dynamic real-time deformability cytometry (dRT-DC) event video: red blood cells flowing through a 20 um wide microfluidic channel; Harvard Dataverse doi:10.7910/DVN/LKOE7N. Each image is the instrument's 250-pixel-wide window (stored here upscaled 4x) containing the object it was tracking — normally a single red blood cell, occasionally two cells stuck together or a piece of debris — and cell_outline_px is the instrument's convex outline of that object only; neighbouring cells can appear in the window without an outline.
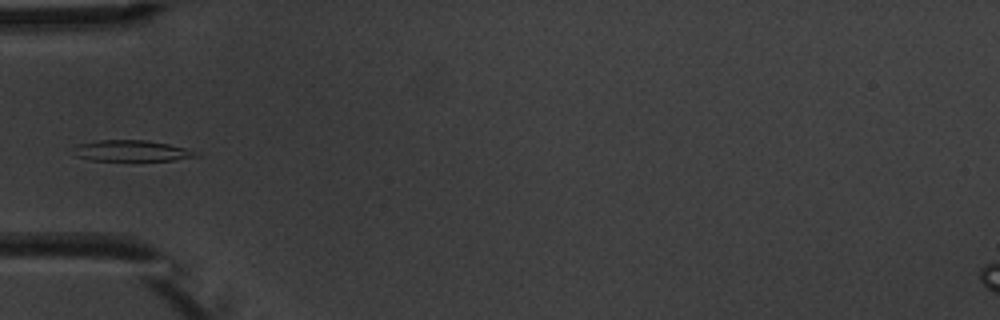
{"species": "common noctule bat (a hibernating species)", "species_latin": "Nyctalus noctula", "temperature_condition": "warm", "stored_images_in_passage": 2, "camera_frame_rate_fps": 3000, "um_per_image_px": 0.085, "animal": {"sex": "male", "body_mass_g": 20.1, "forearm_length_mm": 53.5}, "frame": {"image": 1, "passage_image": 2, "time_ms": 1.333, "image_size_px": [1000, 320], "cell_outline_px": [[200, 152], [196, 156], [176, 160], [92, 160], [76, 156], [76, 144], [100, 140], [148, 140], [168, 144]], "centroid_in_image_um": [11.21, 12.81], "position_along_channel_um": 73.8, "area_um2": 14.74}}